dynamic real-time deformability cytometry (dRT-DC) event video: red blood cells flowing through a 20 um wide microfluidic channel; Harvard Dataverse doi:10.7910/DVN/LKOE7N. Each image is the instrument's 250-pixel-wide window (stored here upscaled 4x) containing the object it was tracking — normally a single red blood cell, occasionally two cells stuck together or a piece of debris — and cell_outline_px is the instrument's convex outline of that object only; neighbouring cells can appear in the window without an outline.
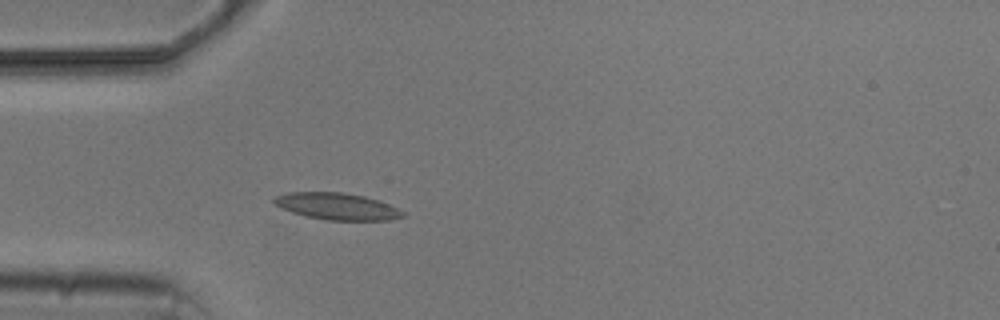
{"species": "common noctule bat (a hibernating species)", "species_latin": "Nyctalus noctula", "temperature_condition": "cold", "stored_images_in_passage": 4, "camera_frame_rate_fps": 3000, "um_per_image_px": 0.085, "animal": {"sex": "male", "body_mass_g": 20.5, "forearm_length_mm": 52.5}, "frame": {"image": 1, "passage_image": 4, "time_ms": 4.333, "image_size_px": [1000, 320], "cell_outline_px": [[404, 216], [388, 220], [324, 220], [304, 216], [292, 212], [276, 204], [272, 200], [272, 196], [288, 192], [340, 192], [364, 196], [388, 204], [404, 212]], "centroid_in_image_um": [28.59, 17.54], "position_along_channel_um": 56.4, "area_um2": 19.94}}